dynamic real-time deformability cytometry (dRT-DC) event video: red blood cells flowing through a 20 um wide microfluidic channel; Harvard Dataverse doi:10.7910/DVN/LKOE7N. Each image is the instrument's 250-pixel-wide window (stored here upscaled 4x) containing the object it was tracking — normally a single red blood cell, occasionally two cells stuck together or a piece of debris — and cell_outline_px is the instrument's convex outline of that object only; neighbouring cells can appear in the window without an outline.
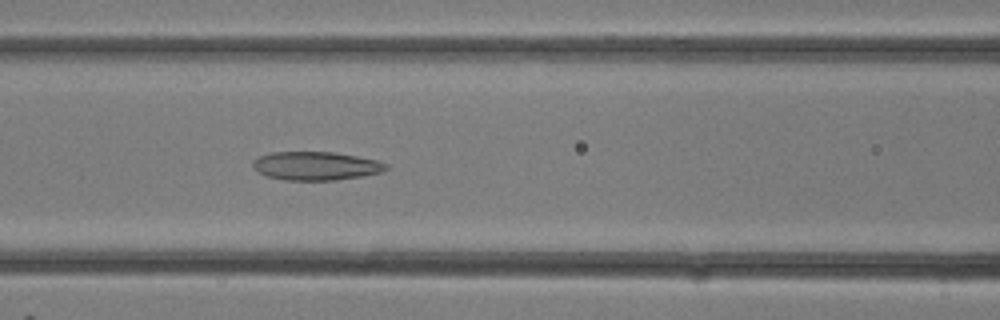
{"species": "common noctule bat (a hibernating species)", "species_latin": "Nyctalus noctula", "temperature_condition": "room temperature", "stored_images_in_passage": 11, "camera_frame_rate_fps": 3000, "um_per_image_px": 0.085, "animal": {"sex": "female"}, "frame": {"image": 1, "passage_image": 10, "time_ms": 3.0, "image_size_px": [1000, 320], "cell_outline_px": [[388, 168], [380, 172], [360, 176], [336, 180], [284, 180], [268, 176], [252, 168], [252, 160], [260, 156], [272, 152], [332, 152], [356, 156], [376, 160], [388, 164]], "centroid_in_image_um": [26.82, 14.1], "position_along_channel_um": 139.8, "area_um2": 21.96}}